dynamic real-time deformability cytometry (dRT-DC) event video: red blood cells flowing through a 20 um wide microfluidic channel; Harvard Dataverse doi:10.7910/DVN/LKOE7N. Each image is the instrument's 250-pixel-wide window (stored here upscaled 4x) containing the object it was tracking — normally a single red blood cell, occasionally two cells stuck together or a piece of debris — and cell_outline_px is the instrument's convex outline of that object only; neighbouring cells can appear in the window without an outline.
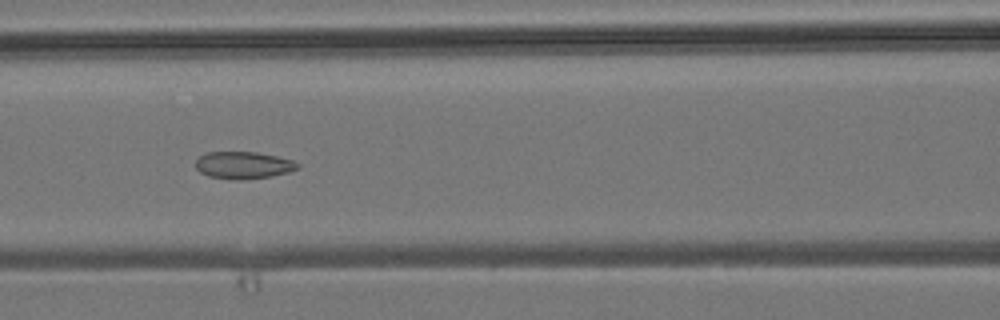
{"species": "common noctule bat (a hibernating species)", "species_latin": "Nyctalus noctula", "temperature_condition": "room temperature", "stored_images_in_passage": 8, "camera_frame_rate_fps": 3000, "um_per_image_px": 0.085, "animal": {"sex": "male", "body_mass_g": 19.2, "forearm_length_mm": 51.8}, "frame": {"image": 1, "passage_image": 6, "time_ms": 5.667, "image_size_px": [1000, 320], "cell_outline_px": [[300, 168], [288, 172], [272, 176], [240, 180], [236, 180], [208, 176], [200, 172], [196, 168], [196, 160], [200, 156], [208, 152], [256, 152], [276, 156], [292, 160], [300, 164]], "centroid_in_image_um": [20.7, 14.04], "position_along_channel_um": 145.9, "area_um2": 16.13}}
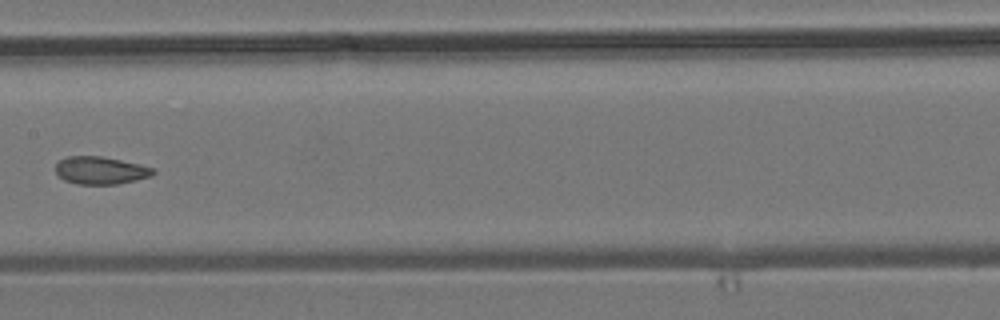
{"frame": {"image": 2, "passage_image": 7, "time_ms": 7.0, "image_size_px": [1000, 320], "cell_outline_px": [[156, 172], [152, 176], [136, 180], [116, 184], [76, 184], [64, 180], [56, 172], [56, 164], [60, 160], [68, 156], [100, 156], [140, 164], [156, 168]], "centroid_in_image_um": [8.58, 14.48], "position_along_channel_um": 198.8, "area_um2": 15.72}}
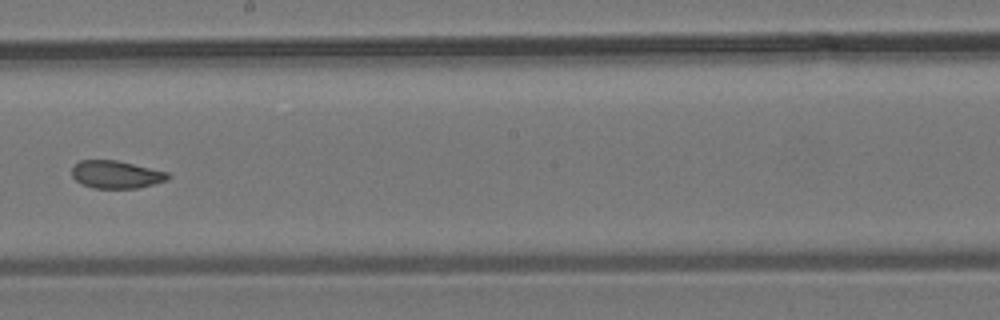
{"frame": {"image": 3, "passage_image": 8, "time_ms": 8.0, "image_size_px": [1000, 320], "cell_outline_px": [[172, 176], [164, 180], [152, 184], [136, 188], [92, 188], [80, 184], [72, 176], [72, 168], [80, 160], [116, 160], [168, 172]], "centroid_in_image_um": [9.84, 14.83], "position_along_channel_um": 238.4, "area_um2": 15.37}}